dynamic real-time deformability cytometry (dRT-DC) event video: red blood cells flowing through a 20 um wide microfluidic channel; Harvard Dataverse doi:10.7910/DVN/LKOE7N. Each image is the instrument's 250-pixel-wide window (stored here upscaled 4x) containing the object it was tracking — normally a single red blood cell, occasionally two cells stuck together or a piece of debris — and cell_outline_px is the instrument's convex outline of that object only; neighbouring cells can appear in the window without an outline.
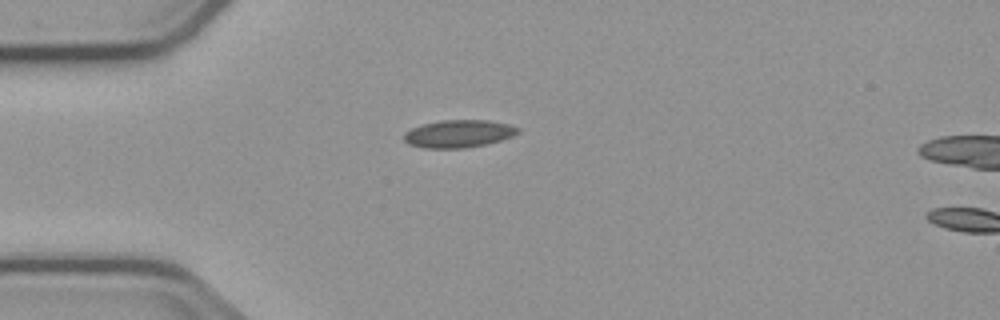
{"species": "common noctule bat (a hibernating species)", "species_latin": "Nyctalus noctula", "temperature_condition": "cold", "stored_images_in_passage": 2, "camera_frame_rate_fps": 3000, "um_per_image_px": 0.085, "animal": {"sex": "male", "body_mass_g": 23.1, "forearm_length_mm": 52.7}, "frame": {"image": 1, "passage_image": 1, "time_ms": 0.0, "image_size_px": [1000, 320], "cell_outline_px": [[520, 132], [512, 136], [488, 144], [464, 148], [424, 148], [408, 144], [404, 140], [404, 132], [412, 128], [424, 124], [440, 120], [488, 120], [508, 124], [520, 128]], "centroid_in_image_um": [38.99, 11.37], "position_along_channel_um": 46.0, "area_um2": 18.38}}